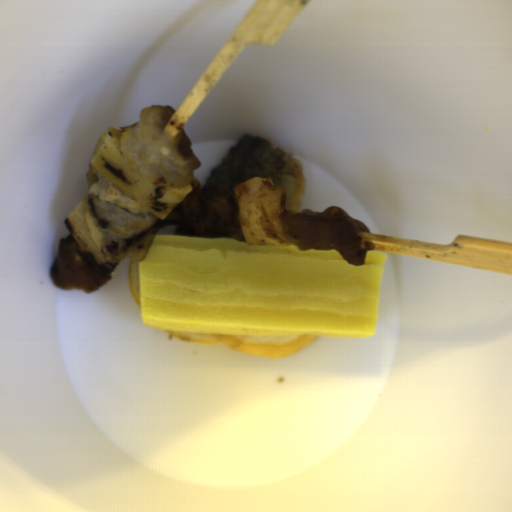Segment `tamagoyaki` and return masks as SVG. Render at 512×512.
I'll list each match as a JSON object with an SVG mask.
<instances>
[{
    "label": "tamagoyaki",
    "instance_id": "81b7327e",
    "mask_svg": "<svg viewBox=\"0 0 512 512\" xmlns=\"http://www.w3.org/2000/svg\"><path fill=\"white\" fill-rule=\"evenodd\" d=\"M387 257L365 250L351 265L334 249L156 234L138 262L140 317L167 330L368 338Z\"/></svg>",
    "mask_w": 512,
    "mask_h": 512
}]
</instances>
